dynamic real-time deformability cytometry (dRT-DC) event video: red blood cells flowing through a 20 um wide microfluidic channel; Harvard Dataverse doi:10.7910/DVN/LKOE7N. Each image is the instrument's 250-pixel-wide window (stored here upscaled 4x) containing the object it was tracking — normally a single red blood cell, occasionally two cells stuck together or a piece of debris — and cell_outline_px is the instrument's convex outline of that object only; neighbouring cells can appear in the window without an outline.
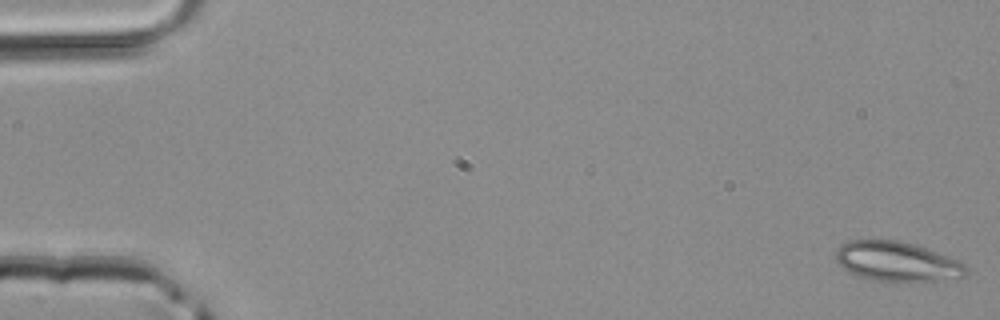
{"species": "common noctule bat (a hibernating species)", "species_latin": "Nyctalus noctula", "temperature_condition": "room temperature", "stored_images_in_passage": 4, "camera_frame_rate_fps": 3000, "um_per_image_px": 0.085, "animal": {"sex": "male", "body_mass_g": 20.4}, "frame": {"image": 1, "passage_image": 1, "time_ms": 0.0, "image_size_px": [1000, 320], "cell_outline_px": [[968, 272], [964, 276], [940, 280], [888, 284], [868, 280], [856, 276], [844, 268], [836, 260], [836, 248], [840, 244], [848, 240], [896, 240], [916, 244], [956, 260], [964, 264], [968, 268]], "centroid_in_image_um": [76.2, 22.27], "position_along_channel_um": 8.8, "area_um2": 30.81}}